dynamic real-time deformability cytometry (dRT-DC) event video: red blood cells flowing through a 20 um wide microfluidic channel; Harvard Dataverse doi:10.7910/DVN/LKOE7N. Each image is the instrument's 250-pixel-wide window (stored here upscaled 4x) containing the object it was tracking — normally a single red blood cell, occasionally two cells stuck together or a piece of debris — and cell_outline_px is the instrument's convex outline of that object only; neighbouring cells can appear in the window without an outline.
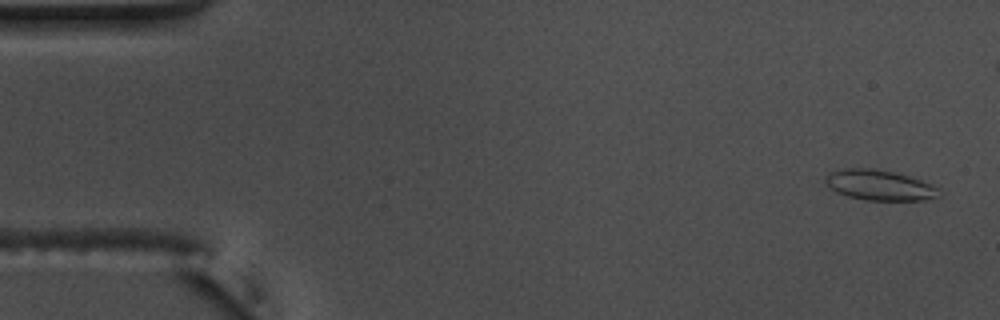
{"species": "common noctule bat (a hibernating species)", "species_latin": "Nyctalus noctula", "temperature_condition": "warm", "stored_images_in_passage": 49, "camera_frame_rate_fps": 3000, "um_per_image_px": 0.085, "animal": {"sex": "male", "body_mass_g": 17.5, "forearm_length_mm": 52.3}, "frame": {"image": 1, "passage_image": 3, "time_ms": 0.667, "image_size_px": [1000, 320], "cell_outline_px": [[940, 196], [924, 200], [864, 200], [848, 196], [836, 192], [824, 180], [824, 176], [828, 172], [844, 168], [876, 168], [908, 176], [932, 184], [936, 188]], "centroid_in_image_um": [74.71, 15.73], "position_along_channel_um": 10.3, "area_um2": 20.0}}
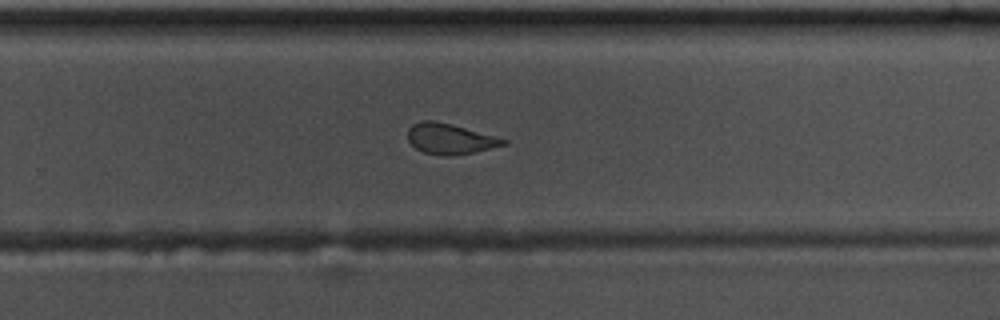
{"frame": {"image": 2, "passage_image": 36, "time_ms": 11.667, "image_size_px": [1000, 320], "cell_outline_px": [[508, 144], [472, 152], [448, 156], [440, 156], [424, 152], [416, 148], [408, 140], [408, 128], [412, 124], [424, 120], [436, 120], [452, 124], [508, 140]], "centroid_in_image_um": [38.22, 11.79], "position_along_channel_um": 291.6, "area_um2": 16.88}}
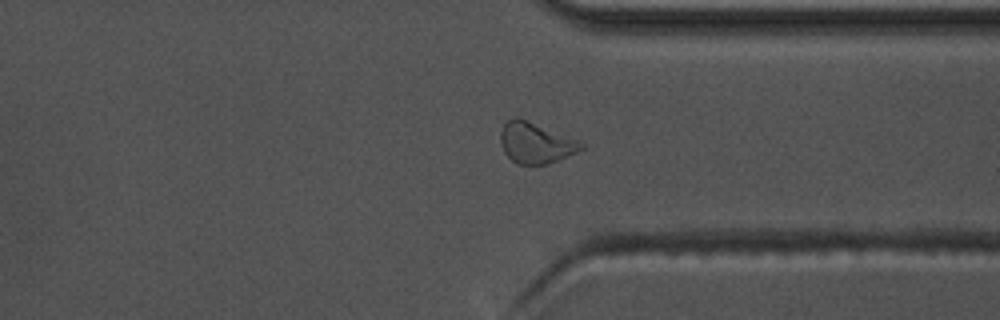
{"frame": {"image": 3, "passage_image": 42, "time_ms": 13.667, "image_size_px": [1000, 320], "cell_outline_px": [[584, 148], [576, 152], [548, 164], [516, 164], [504, 152], [500, 144], [500, 132], [504, 124], [512, 116], [516, 116], [576, 140], [584, 144]], "centroid_in_image_um": [45.47, 12.15], "position_along_channel_um": 365.9, "area_um2": 18.84}}